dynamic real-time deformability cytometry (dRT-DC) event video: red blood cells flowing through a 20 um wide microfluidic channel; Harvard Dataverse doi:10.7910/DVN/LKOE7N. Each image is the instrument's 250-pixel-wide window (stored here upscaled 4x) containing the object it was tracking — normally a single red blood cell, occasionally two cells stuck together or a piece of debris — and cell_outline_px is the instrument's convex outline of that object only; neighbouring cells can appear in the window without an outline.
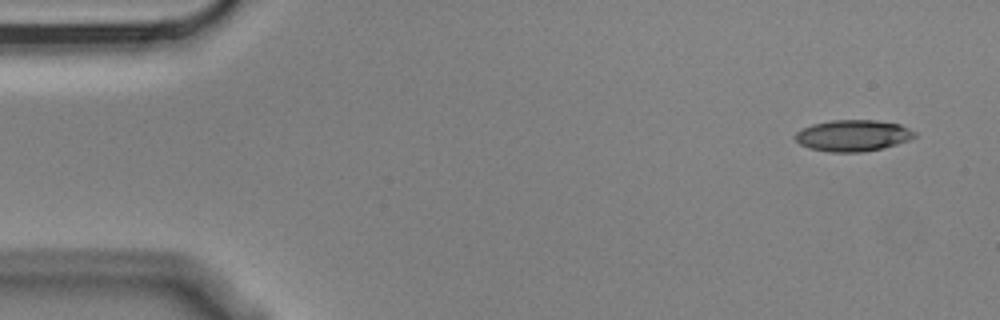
{"species": "Egyptian fruit bat (a non-hibernating species)", "species_latin": "Rousettus aegyptiacus", "temperature_condition": "cold", "stored_images_in_passage": 5, "camera_frame_rate_fps": 3000, "um_per_image_px": 0.085, "animal": {"sex": "male"}, "frame": {"image": 1, "passage_image": 1, "time_ms": 0.0, "image_size_px": [1000, 320], "cell_outline_px": [[916, 136], [908, 140], [896, 144], [880, 148], [860, 152], [828, 152], [808, 148], [800, 144], [792, 136], [796, 132], [812, 124], [832, 120], [876, 120], [900, 124], [916, 132]], "centroid_in_image_um": [72.47, 11.52], "position_along_channel_um": 12.5, "area_um2": 21.79}}
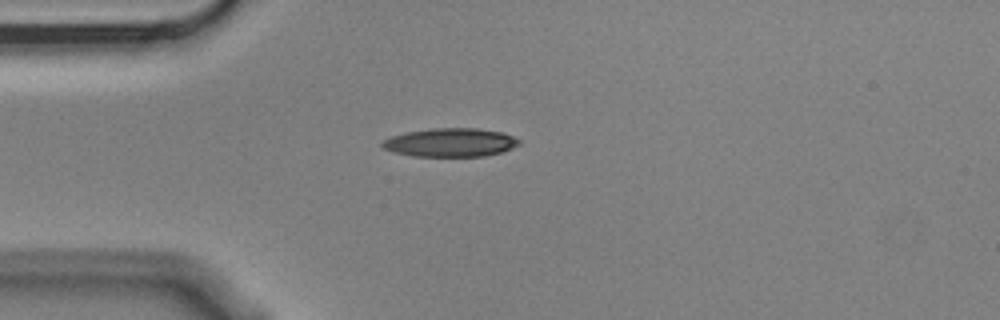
{"frame": {"image": 2, "passage_image": 4, "time_ms": 1.0, "image_size_px": [1000, 320], "cell_outline_px": [[520, 144], [512, 148], [500, 152], [484, 156], [412, 156], [392, 152], [384, 148], [380, 144], [380, 140], [392, 136], [408, 132], [432, 128], [476, 128], [504, 132], [520, 140]], "centroid_in_image_um": [38.27, 12.11], "position_along_channel_um": 46.7, "area_um2": 22.83}}